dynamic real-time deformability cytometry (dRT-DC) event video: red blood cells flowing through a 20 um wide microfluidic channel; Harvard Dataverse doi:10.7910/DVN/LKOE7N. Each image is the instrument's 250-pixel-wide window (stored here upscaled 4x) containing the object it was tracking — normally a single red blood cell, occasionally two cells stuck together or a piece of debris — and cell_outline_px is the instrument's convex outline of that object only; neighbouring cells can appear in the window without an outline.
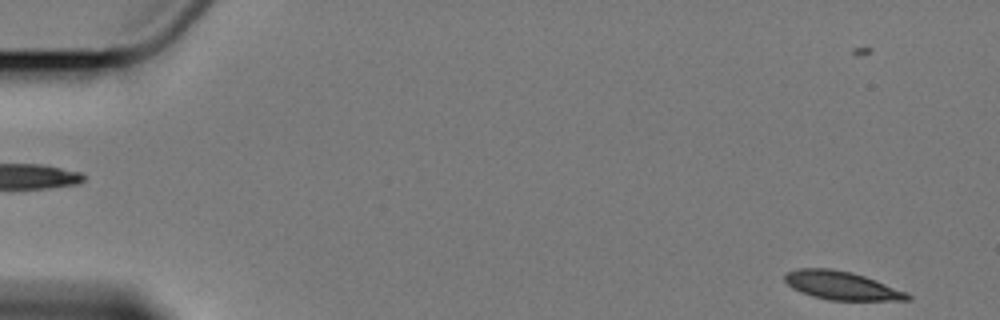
{"species": "Egyptian fruit bat (a non-hibernating species)", "species_latin": "Rousettus aegyptiacus", "temperature_condition": "cold", "stored_images_in_passage": 5, "segment_of_instrument_passage": [2, 2], "camera_frame_rate_fps": 3000, "um_per_image_px": 0.085, "animal": {"sex": "female"}, "frame": {"image": 1, "passage_image": 5, "time_ms": 4.667, "image_size_px": [1000, 320], "cell_outline_px": [[912, 300], [828, 300], [812, 296], [800, 292], [792, 288], [784, 280], [784, 276], [788, 272], [800, 268], [828, 268], [852, 272], [864, 276], [908, 292], [912, 296]], "centroid_in_image_um": [71.55, 24.28], "position_along_channel_um": 13.5, "area_um2": 20.29}}